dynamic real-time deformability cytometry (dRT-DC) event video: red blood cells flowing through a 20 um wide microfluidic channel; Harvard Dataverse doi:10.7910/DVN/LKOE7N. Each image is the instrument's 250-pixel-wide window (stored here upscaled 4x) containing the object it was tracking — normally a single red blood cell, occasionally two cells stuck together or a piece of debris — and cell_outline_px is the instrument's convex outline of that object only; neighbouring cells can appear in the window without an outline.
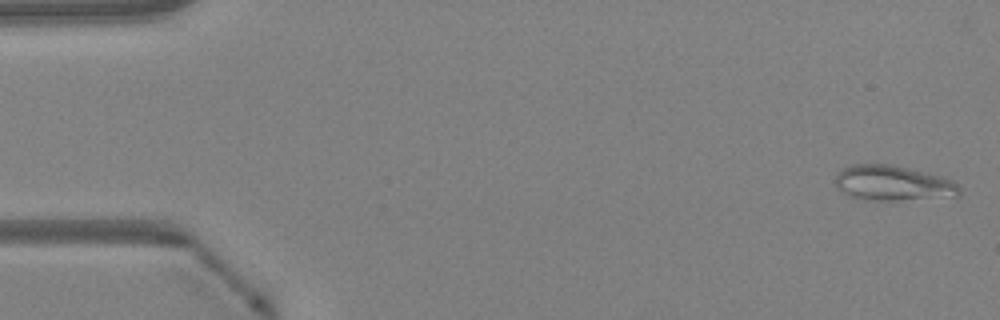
{"species": "Egyptian fruit bat (a non-hibernating species)", "species_latin": "Rousettus aegyptiacus", "temperature_condition": "warm", "stored_images_in_passage": 47, "camera_frame_rate_fps": 3000, "um_per_image_px": 0.085, "animal": {"sex": "female"}, "frame": {"image": 1, "passage_image": 1, "time_ms": 0.0, "image_size_px": [1000, 320], "cell_outline_px": [[960, 196], [896, 200], [864, 200], [848, 196], [836, 184], [836, 176], [844, 168], [852, 164], [892, 164], [940, 176], [952, 180], [960, 188]], "centroid_in_image_um": [75.91, 15.57], "position_along_channel_um": 9.1, "area_um2": 25.2}}
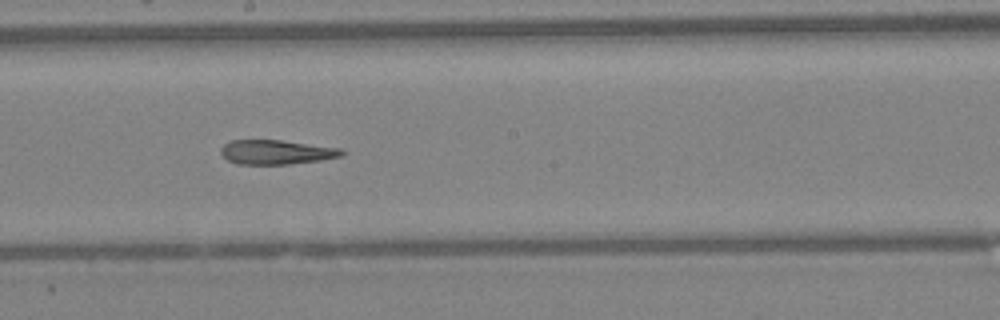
{"frame": {"image": 2, "passage_image": 26, "time_ms": 8.333, "image_size_px": [1000, 320], "cell_outline_px": [[344, 152], [340, 156], [320, 160], [288, 164], [236, 164], [228, 160], [220, 152], [220, 148], [224, 144], [232, 140], [280, 140], [340, 148]], "centroid_in_image_um": [23.44, 12.93], "position_along_channel_um": 224.8, "area_um2": 16.99}}
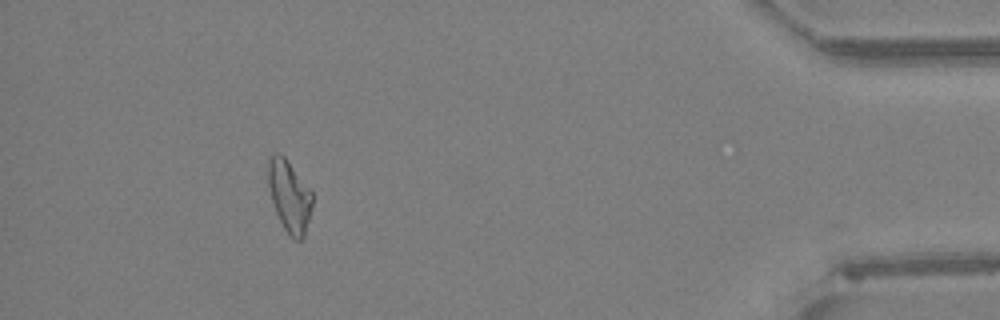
{"frame": {"image": 3, "passage_image": 43, "time_ms": 14.0, "image_size_px": [1000, 320], "cell_outline_px": [[312, 204], [304, 236], [300, 240], [292, 240], [288, 236], [276, 212], [272, 200], [268, 184], [268, 156], [276, 152], [280, 152], [284, 156], [312, 192]], "centroid_in_image_um": [24.58, 16.66], "position_along_channel_um": 410.6, "area_um2": 18.32}, "authors_computed_cell_mechanics": {"area_um2": 18.8428, "velocity_mm_per_s": 4.2984, "shape_relaxation_time_tau1_ms": null, "shape_relaxation_time_tau2_ms": 6.0465, "deformation_change_tau1": null, "deformation_change_tau2": 0.1978}}